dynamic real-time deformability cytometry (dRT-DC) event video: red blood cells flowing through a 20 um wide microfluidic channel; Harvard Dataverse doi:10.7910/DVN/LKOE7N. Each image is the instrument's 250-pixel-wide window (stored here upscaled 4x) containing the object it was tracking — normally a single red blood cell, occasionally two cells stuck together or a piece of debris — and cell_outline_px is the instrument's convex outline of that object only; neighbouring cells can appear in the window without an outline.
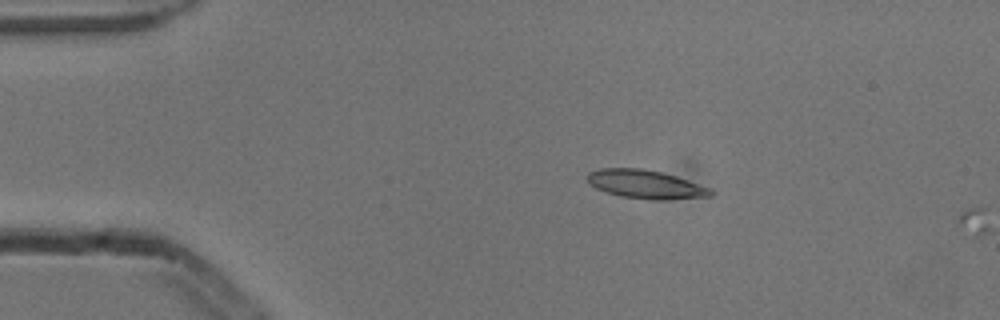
{"species": "common noctule bat (a hibernating species)", "species_latin": "Nyctalus noctula", "temperature_condition": "cold", "stored_images_in_passage": 3, "camera_frame_rate_fps": 3000, "um_per_image_px": 0.085, "animal": {"sex": "male", "body_mass_g": 13.3}, "frame": {"image": 1, "passage_image": 2, "time_ms": 0.333, "image_size_px": [1000, 320], "cell_outline_px": [[716, 192], [712, 196], [668, 200], [652, 200], [620, 196], [596, 188], [588, 184], [588, 172], [600, 168], [640, 168], [660, 172], [676, 176], [712, 188]], "centroid_in_image_um": [54.92, 15.67], "position_along_channel_um": 30.1, "area_um2": 20.69}}